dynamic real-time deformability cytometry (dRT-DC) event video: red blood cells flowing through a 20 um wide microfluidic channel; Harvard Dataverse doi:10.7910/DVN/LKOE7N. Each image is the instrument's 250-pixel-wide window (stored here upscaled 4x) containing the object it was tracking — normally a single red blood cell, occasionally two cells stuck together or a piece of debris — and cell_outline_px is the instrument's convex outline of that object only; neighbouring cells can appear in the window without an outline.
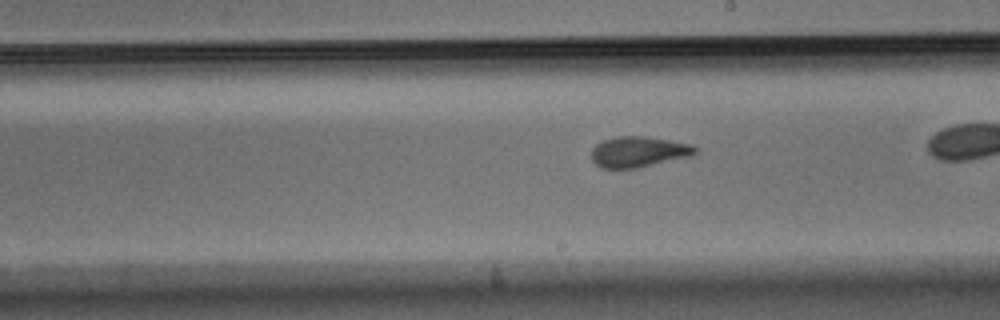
{"species": "Egyptian fruit bat (a non-hibernating species)", "species_latin": "Rousettus aegyptiacus", "temperature_condition": "warm", "stored_images_in_passage": 30, "camera_frame_rate_fps": 3000, "um_per_image_px": 0.085, "animal": {"sex": "male"}, "frame": {"image": 1, "passage_image": 18, "time_ms": 5.667, "image_size_px": [1000, 320], "cell_outline_px": [[700, 152], [692, 156], [636, 168], [600, 168], [592, 160], [592, 148], [596, 144], [604, 140], [620, 136], [644, 136], [692, 144], [700, 148]], "centroid_in_image_um": [54.34, 12.9], "position_along_channel_um": 234.7, "area_um2": 18.67}}